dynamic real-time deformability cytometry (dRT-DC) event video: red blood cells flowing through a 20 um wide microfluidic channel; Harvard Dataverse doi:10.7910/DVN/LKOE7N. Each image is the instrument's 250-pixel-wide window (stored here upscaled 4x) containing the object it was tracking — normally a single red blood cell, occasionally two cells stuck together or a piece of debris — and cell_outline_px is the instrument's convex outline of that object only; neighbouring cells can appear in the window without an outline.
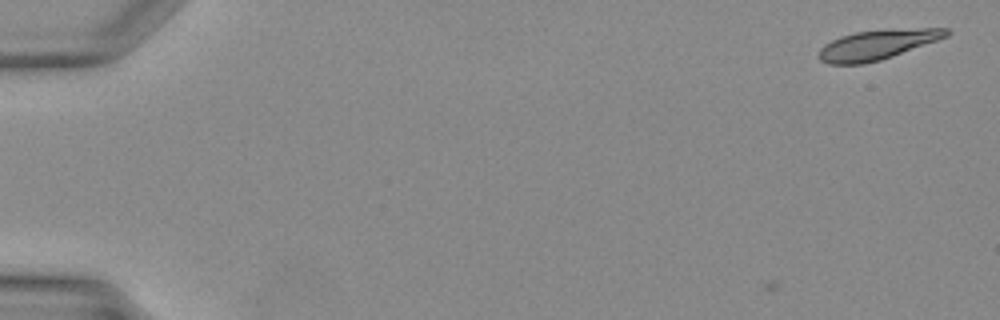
{"species": "Egyptian fruit bat (a non-hibernating species)", "species_latin": "Rousettus aegyptiacus", "temperature_condition": "warm", "stored_images_in_passage": 5, "camera_frame_rate_fps": 3000, "um_per_image_px": 0.085, "animal": {"sex": "female"}, "frame": {"image": 1, "passage_image": 1, "time_ms": 0.0, "image_size_px": [1000, 320], "cell_outline_px": [[952, 32], [948, 36], [892, 56], [880, 60], [864, 64], [828, 64], [820, 60], [816, 56], [820, 48], [824, 44], [840, 36], [856, 32], [920, 28], [948, 28]], "centroid_in_image_um": [74.53, 3.81], "position_along_channel_um": 10.5, "area_um2": 21.91}}